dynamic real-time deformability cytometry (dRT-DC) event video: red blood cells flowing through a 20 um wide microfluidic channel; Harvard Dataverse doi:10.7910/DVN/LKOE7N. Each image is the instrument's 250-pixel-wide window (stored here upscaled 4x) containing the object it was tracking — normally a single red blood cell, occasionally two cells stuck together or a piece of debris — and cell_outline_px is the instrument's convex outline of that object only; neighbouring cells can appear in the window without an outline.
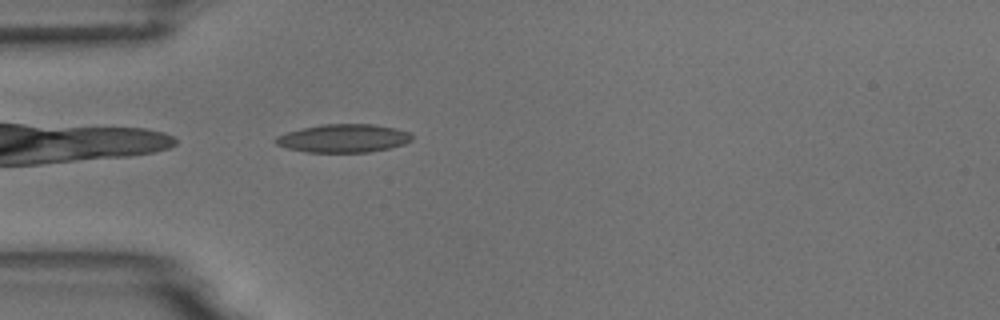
{"species": "common noctule bat (a hibernating species)", "species_latin": "Nyctalus noctula", "temperature_condition": "room temperature", "stored_images_in_passage": 4, "camera_frame_rate_fps": 3000, "um_per_image_px": 0.085, "animal": {"sex": "male", "body_mass_g": 18.8}, "frame": {"image": 1, "passage_image": 4, "time_ms": 3.667, "image_size_px": [1000, 320], "cell_outline_px": [[412, 140], [404, 144], [388, 148], [368, 152], [308, 152], [288, 148], [276, 144], [276, 136], [300, 128], [324, 124], [372, 124], [396, 128], [408, 132], [412, 136]], "centroid_in_image_um": [29.2, 11.75], "position_along_channel_um": 55.8, "area_um2": 22.25}}